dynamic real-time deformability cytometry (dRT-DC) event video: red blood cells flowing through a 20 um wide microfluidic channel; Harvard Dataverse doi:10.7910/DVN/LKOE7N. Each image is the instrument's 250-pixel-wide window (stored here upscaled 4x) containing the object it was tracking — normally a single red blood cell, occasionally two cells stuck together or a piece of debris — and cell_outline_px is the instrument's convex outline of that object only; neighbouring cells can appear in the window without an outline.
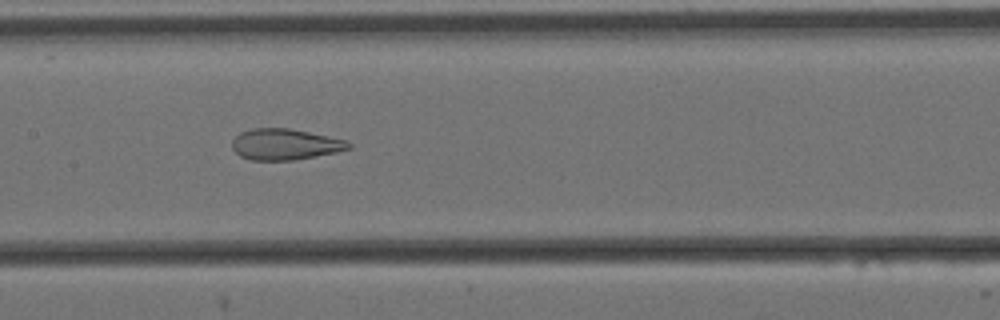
{"species": "Egyptian fruit bat (a non-hibernating species)", "species_latin": "Rousettus aegyptiacus", "temperature_condition": "cold", "stored_images_in_passage": 9, "camera_frame_rate_fps": 3000, "um_per_image_px": 0.085, "animal": {"sex": "female"}, "frame": {"image": 1, "passage_image": 8, "time_ms": 2.333, "image_size_px": [1000, 320], "cell_outline_px": [[352, 148], [336, 152], [316, 156], [292, 160], [252, 160], [240, 156], [232, 148], [232, 140], [240, 132], [252, 128], [288, 128], [348, 140], [352, 144]], "centroid_in_image_um": [24.24, 12.26], "position_along_channel_um": 183.2, "area_um2": 21.1}}
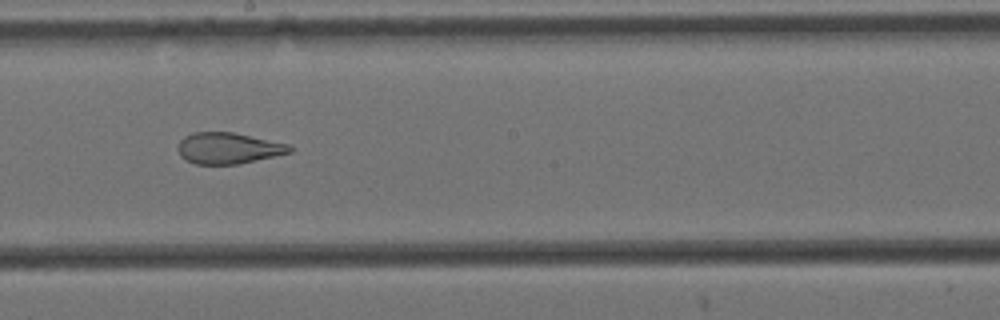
{"frame": {"image": 2, "passage_image": 9, "time_ms": 2.667, "image_size_px": [1000, 320], "cell_outline_px": [[292, 152], [236, 164], [196, 164], [184, 160], [180, 156], [180, 140], [184, 136], [192, 132], [232, 132], [288, 144], [292, 148]], "centroid_in_image_um": [19.38, 12.59], "position_along_channel_um": 228.8, "area_um2": 20.0}}